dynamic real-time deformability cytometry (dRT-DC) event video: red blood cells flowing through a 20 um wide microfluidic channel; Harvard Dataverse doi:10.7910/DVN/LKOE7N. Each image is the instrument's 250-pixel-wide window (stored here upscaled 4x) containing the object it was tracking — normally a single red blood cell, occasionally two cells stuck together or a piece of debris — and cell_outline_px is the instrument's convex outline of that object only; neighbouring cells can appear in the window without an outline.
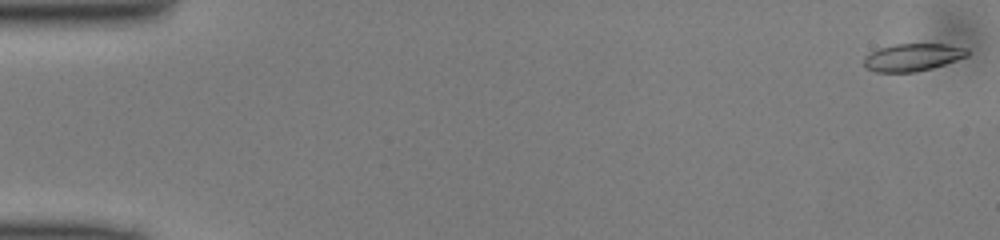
{"species": "common noctule bat (a hibernating species)", "species_latin": "Nyctalus noctula", "temperature_condition": "cold", "stored_images_in_passage": 49, "camera_frame_rate_fps": 3000, "um_per_image_px": 0.085, "animal": {"sex": "male", "body_mass_g": 13.0, "forearm_length_mm": 53.1}, "frame": {"image": 1, "passage_image": 1, "time_ms": 0.0, "image_size_px": [1000, 240], "cell_outline_px": [[968, 56], [932, 68], [916, 72], [876, 72], [864, 68], [864, 56], [880, 48], [892, 44], [948, 44], [968, 48]], "centroid_in_image_um": [77.57, 4.87], "position_along_channel_um": 7.4, "area_um2": 16.65}}
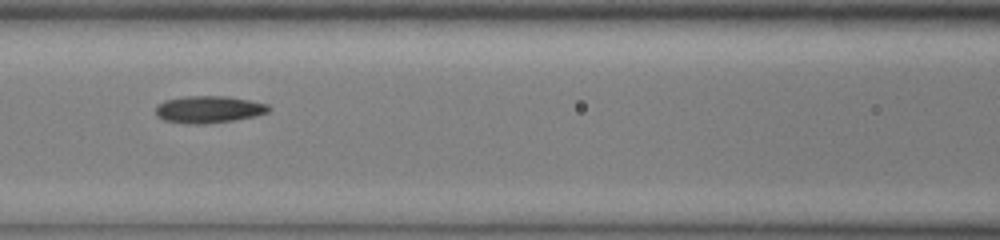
{"frame": {"image": 2, "passage_image": 22, "time_ms": 7.0, "image_size_px": [1000, 240], "cell_outline_px": [[272, 108], [268, 112], [256, 116], [232, 120], [204, 124], [188, 124], [164, 120], [156, 116], [156, 104], [164, 100], [184, 96], [228, 96], [268, 104]], "centroid_in_image_um": [17.72, 9.29], "position_along_channel_um": 148.9, "area_um2": 17.98}}
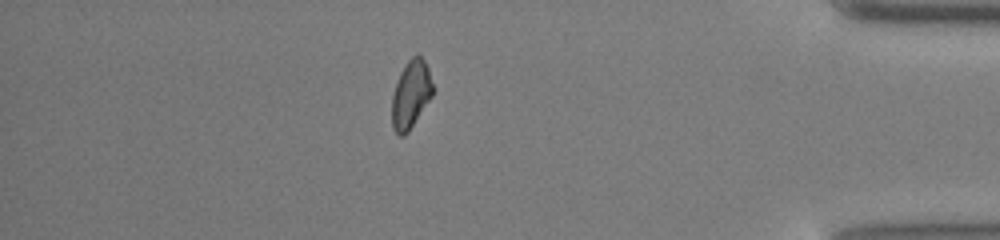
{"frame": {"image": 3, "passage_image": 43, "time_ms": 14.0, "image_size_px": [1000, 240], "cell_outline_px": [[432, 96], [408, 132], [404, 136], [400, 136], [392, 128], [392, 96], [400, 72], [408, 60], [416, 52], [420, 52], [428, 68], [432, 84]], "centroid_in_image_um": [34.92, 7.99], "position_along_channel_um": 400.3, "area_um2": 16.13}}